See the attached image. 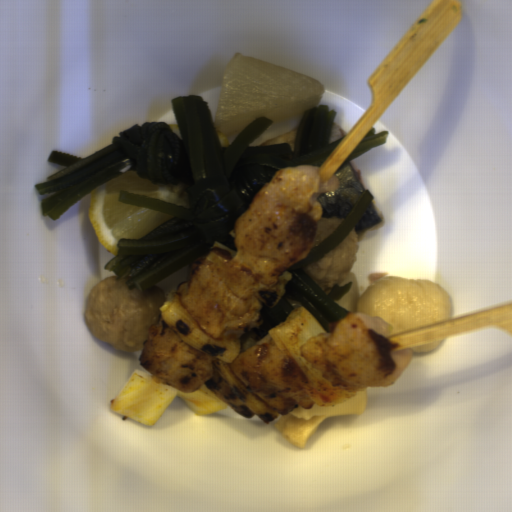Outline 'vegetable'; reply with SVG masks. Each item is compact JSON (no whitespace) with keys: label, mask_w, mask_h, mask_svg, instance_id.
Returning a JSON list of instances; mask_svg holds the SVG:
<instances>
[{"label":"vegetable","mask_w":512,"mask_h":512,"mask_svg":"<svg viewBox=\"0 0 512 512\" xmlns=\"http://www.w3.org/2000/svg\"><path fill=\"white\" fill-rule=\"evenodd\" d=\"M158 308L161 320L184 343L212 356V375L195 391L184 393L161 377L137 368L110 402L112 412L151 427L179 397L195 416L232 409L244 418L256 416L266 424L278 419L277 412L251 392L230 368L241 351L239 338L217 340L205 333L181 304L178 290L168 292Z\"/></svg>","instance_id":"vegetable-1"},{"label":"vegetable","mask_w":512,"mask_h":512,"mask_svg":"<svg viewBox=\"0 0 512 512\" xmlns=\"http://www.w3.org/2000/svg\"><path fill=\"white\" fill-rule=\"evenodd\" d=\"M327 333L314 315L304 306L292 310L285 321L268 330L275 343L282 350L288 351L309 383L306 393L313 405L334 407L357 394V390H345L334 387L324 378L318 368L306 361L301 347L313 336Z\"/></svg>","instance_id":"vegetable-2"},{"label":"vegetable","mask_w":512,"mask_h":512,"mask_svg":"<svg viewBox=\"0 0 512 512\" xmlns=\"http://www.w3.org/2000/svg\"><path fill=\"white\" fill-rule=\"evenodd\" d=\"M237 254L215 240L204 262L210 266L214 277L223 282L237 297L243 299L256 295L269 308L276 306L286 293V285L292 279V273L284 271L277 277L276 283L265 285L252 273L230 261Z\"/></svg>","instance_id":"vegetable-3"}]
</instances>
